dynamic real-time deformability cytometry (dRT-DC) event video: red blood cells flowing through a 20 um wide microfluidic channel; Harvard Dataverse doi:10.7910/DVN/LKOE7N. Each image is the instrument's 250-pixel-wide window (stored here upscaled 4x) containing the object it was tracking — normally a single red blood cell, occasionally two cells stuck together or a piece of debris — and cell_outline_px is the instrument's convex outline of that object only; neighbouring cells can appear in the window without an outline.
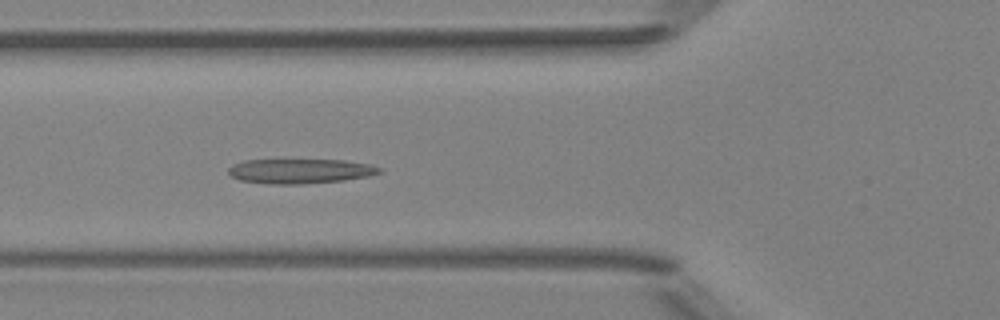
{"species": "Egyptian fruit bat (a non-hibernating species)", "species_latin": "Rousettus aegyptiacus", "temperature_condition": "room temperature", "stored_images_in_passage": 50, "camera_frame_rate_fps": 3000, "um_per_image_px": 0.085, "animal": {"sex": "female"}, "frame": {"image": 1, "passage_image": 18, "time_ms": 5.667, "image_size_px": [1000, 320], "cell_outline_px": [[380, 172], [368, 176], [344, 180], [300, 184], [268, 184], [240, 180], [232, 176], [228, 172], [228, 168], [232, 164], [244, 160], [344, 160], [372, 164], [380, 168]], "centroid_in_image_um": [25.49, 14.54], "position_along_channel_um": 100.3, "area_um2": 21.68}}
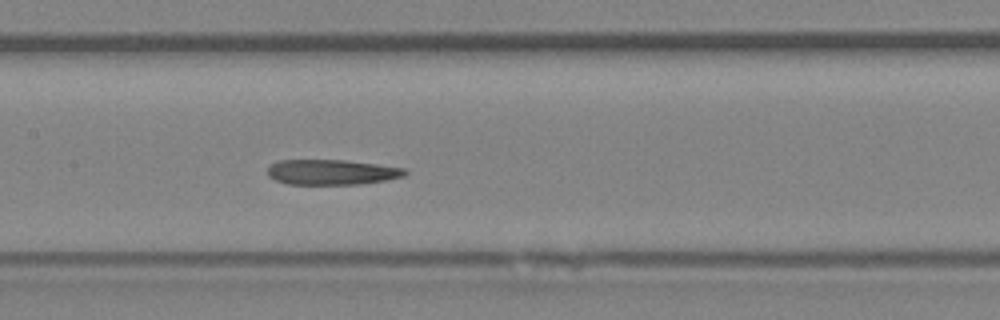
{"frame": {"image": 2, "passage_image": 24, "time_ms": 7.667, "image_size_px": [1000, 320], "cell_outline_px": [[408, 172], [404, 176], [384, 180], [360, 184], [288, 184], [276, 180], [268, 176], [268, 168], [272, 164], [280, 160], [344, 160], [376, 164], [404, 168]], "centroid_in_image_um": [28.19, 14.63], "position_along_channel_um": 179.2, "area_um2": 20.0}}
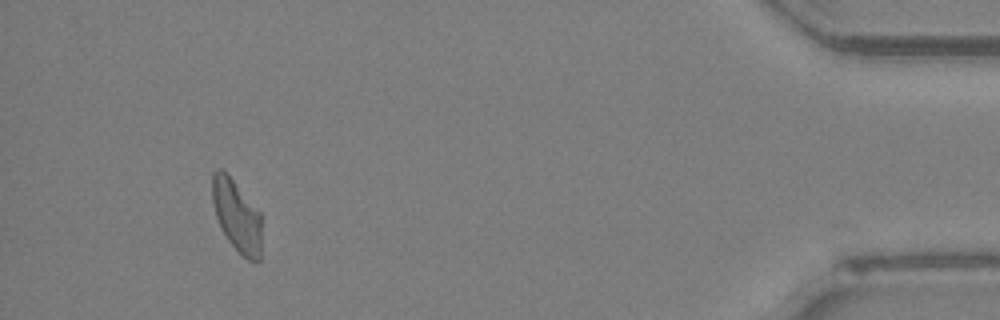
{"frame": {"image": 3, "passage_image": 47, "time_ms": 15.333, "image_size_px": [1000, 320], "cell_outline_px": [[260, 260], [248, 260], [228, 240], [216, 216], [212, 200], [212, 172], [216, 168], [220, 168], [232, 180], [260, 212]], "centroid_in_image_um": [20.1, 18.31], "position_along_channel_um": 415.1, "area_um2": 19.94}}